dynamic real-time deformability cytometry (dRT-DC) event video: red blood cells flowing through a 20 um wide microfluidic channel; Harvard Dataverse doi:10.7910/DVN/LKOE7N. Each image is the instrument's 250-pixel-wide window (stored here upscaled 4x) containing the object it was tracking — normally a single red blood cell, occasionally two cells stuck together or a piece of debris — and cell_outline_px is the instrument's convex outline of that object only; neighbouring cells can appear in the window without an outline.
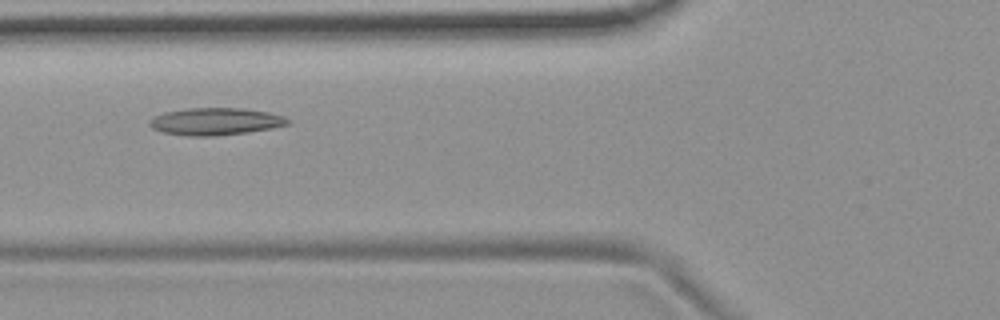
{"species": "common noctule bat (a hibernating species)", "species_latin": "Nyctalus noctula", "temperature_condition": "room temperature", "stored_images_in_passage": 9, "camera_frame_rate_fps": 3000, "um_per_image_px": 0.085, "animal": {"sex": "female", "body_mass_g": 19.9}, "frame": {"image": 1, "passage_image": 2, "time_ms": 0.333, "image_size_px": [1000, 320], "cell_outline_px": [[292, 120], [288, 124], [272, 128], [248, 132], [212, 136], [188, 136], [164, 132], [152, 128], [148, 124], [148, 120], [164, 112], [188, 108], [244, 108], [268, 112], [284, 116]], "centroid_in_image_um": [18.33, 10.32], "position_along_channel_um": 107.5, "area_um2": 21.96}}
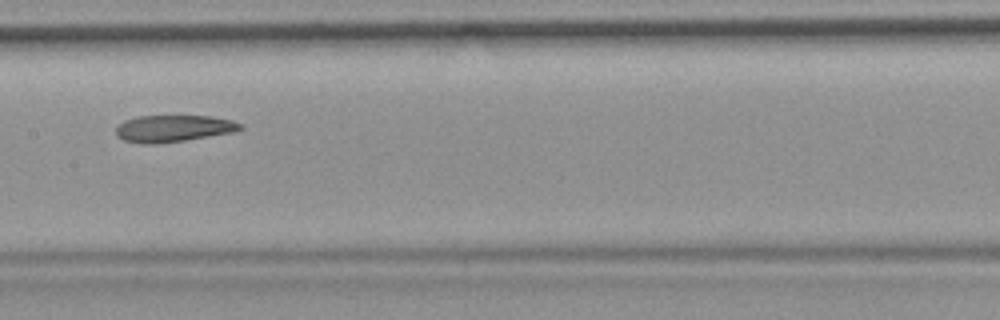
{"frame": {"image": 2, "passage_image": 4, "time_ms": 1.0, "image_size_px": [1000, 320], "cell_outline_px": [[244, 128], [232, 132], [184, 140], [152, 144], [144, 144], [124, 140], [116, 136], [116, 128], [124, 120], [136, 116], [212, 116], [232, 120], [240, 124]], "centroid_in_image_um": [14.7, 10.91], "position_along_channel_um": 192.7, "area_um2": 19.25}}
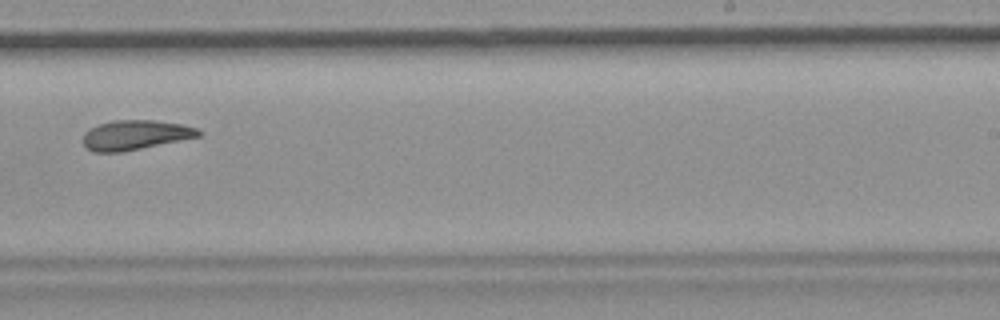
{"frame": {"image": 3, "passage_image": 6, "time_ms": 1.667, "image_size_px": [1000, 320], "cell_outline_px": [[200, 136], [120, 152], [92, 152], [84, 144], [84, 132], [100, 124], [112, 120], [156, 120], [180, 124], [196, 128], [200, 132]], "centroid_in_image_um": [11.47, 11.46], "position_along_channel_um": 277.5, "area_um2": 19.54}}